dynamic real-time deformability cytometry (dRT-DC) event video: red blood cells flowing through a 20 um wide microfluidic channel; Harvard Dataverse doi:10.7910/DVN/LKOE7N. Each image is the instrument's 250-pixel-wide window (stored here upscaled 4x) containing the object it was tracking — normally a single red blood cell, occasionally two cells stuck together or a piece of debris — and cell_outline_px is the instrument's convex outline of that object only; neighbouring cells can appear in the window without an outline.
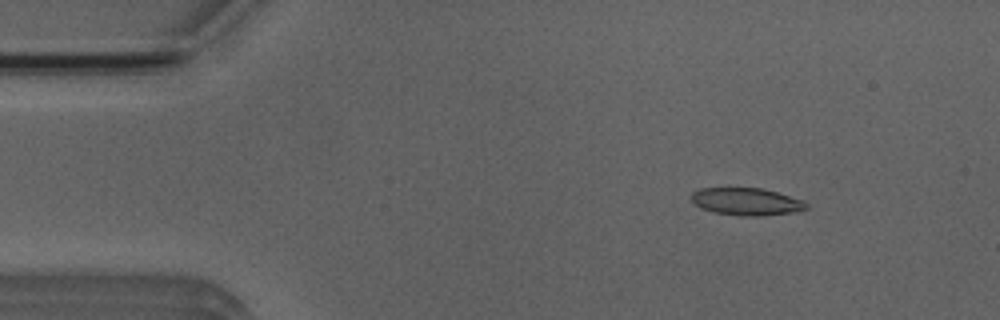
{"species": "Egyptian fruit bat (a non-hibernating species)", "species_latin": "Rousettus aegyptiacus", "temperature_condition": "room temperature", "stored_images_in_passage": 3, "camera_frame_rate_fps": 3000, "um_per_image_px": 0.085, "animal": {"sex": "male"}, "frame": {"image": 1, "passage_image": 1, "time_ms": 0.0, "image_size_px": [1000, 320], "cell_outline_px": [[808, 208], [792, 212], [760, 216], [740, 216], [712, 212], [700, 208], [692, 200], [692, 192], [700, 188], [764, 188], [804, 200], [808, 204]], "centroid_in_image_um": [63.45, 17.13], "position_along_channel_um": 21.5, "area_um2": 18.44}}